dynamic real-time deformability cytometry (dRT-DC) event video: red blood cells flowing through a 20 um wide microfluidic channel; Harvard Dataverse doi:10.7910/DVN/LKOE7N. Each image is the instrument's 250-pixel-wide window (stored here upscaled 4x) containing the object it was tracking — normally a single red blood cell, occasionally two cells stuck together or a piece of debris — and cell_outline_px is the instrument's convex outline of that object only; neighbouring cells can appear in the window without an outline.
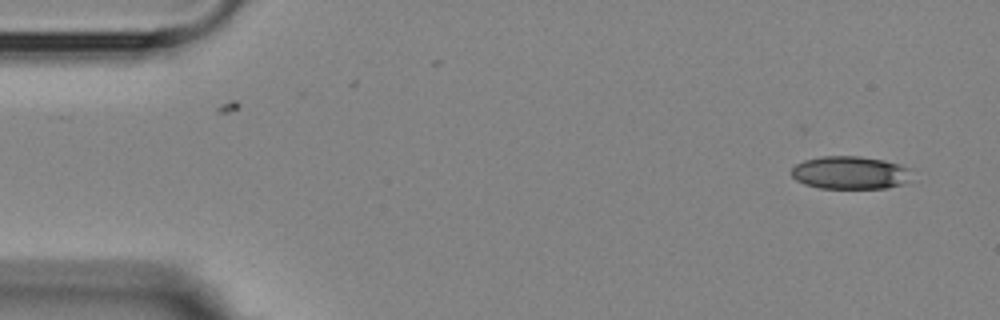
{"species": "Egyptian fruit bat (a non-hibernating species)", "species_latin": "Rousettus aegyptiacus", "temperature_condition": "room temperature", "stored_images_in_passage": 2, "camera_frame_rate_fps": 3000, "um_per_image_px": 0.085, "animal": {"sex": "female"}, "frame": {"image": 1, "passage_image": 2, "time_ms": 1.333, "image_size_px": [1000, 320], "cell_outline_px": [[912, 168], [904, 184], [884, 188], [820, 188], [804, 184], [796, 180], [792, 176], [792, 168], [796, 164], [804, 160], [820, 156], [860, 156], [884, 160], [900, 164]], "centroid_in_image_um": [72.25, 14.67], "position_along_channel_um": 12.8, "area_um2": 23.12}}